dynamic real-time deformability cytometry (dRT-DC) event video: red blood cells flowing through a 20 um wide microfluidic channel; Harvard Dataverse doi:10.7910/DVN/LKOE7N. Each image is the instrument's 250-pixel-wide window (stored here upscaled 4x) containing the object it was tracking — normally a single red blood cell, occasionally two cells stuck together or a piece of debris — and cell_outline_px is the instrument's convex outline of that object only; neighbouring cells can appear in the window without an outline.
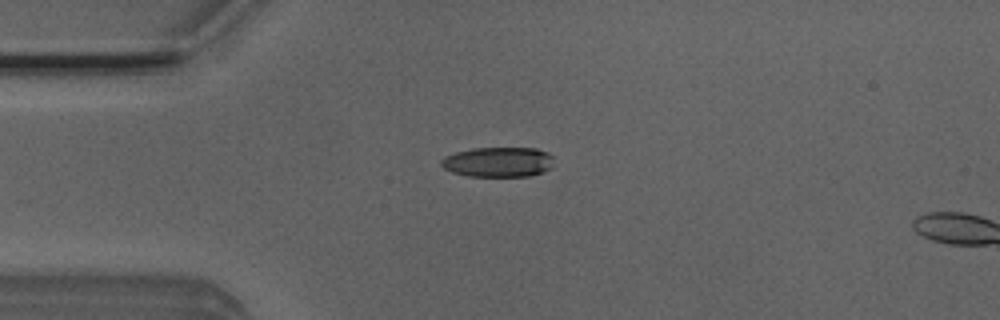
{"species": "Egyptian fruit bat (a non-hibernating species)", "species_latin": "Rousettus aegyptiacus", "temperature_condition": "room temperature", "stored_images_in_passage": 2, "camera_frame_rate_fps": 3000, "um_per_image_px": 0.085, "animal": {"sex": "male"}, "frame": {"image": 1, "passage_image": 1, "time_ms": 0.0, "image_size_px": [1000, 320], "cell_outline_px": [[552, 168], [544, 172], [532, 176], [468, 176], [452, 172], [444, 168], [440, 164], [440, 160], [444, 156], [456, 152], [472, 148], [536, 148], [548, 152], [552, 156]], "centroid_in_image_um": [42.36, 13.77], "position_along_channel_um": 42.6, "area_um2": 19.88}}